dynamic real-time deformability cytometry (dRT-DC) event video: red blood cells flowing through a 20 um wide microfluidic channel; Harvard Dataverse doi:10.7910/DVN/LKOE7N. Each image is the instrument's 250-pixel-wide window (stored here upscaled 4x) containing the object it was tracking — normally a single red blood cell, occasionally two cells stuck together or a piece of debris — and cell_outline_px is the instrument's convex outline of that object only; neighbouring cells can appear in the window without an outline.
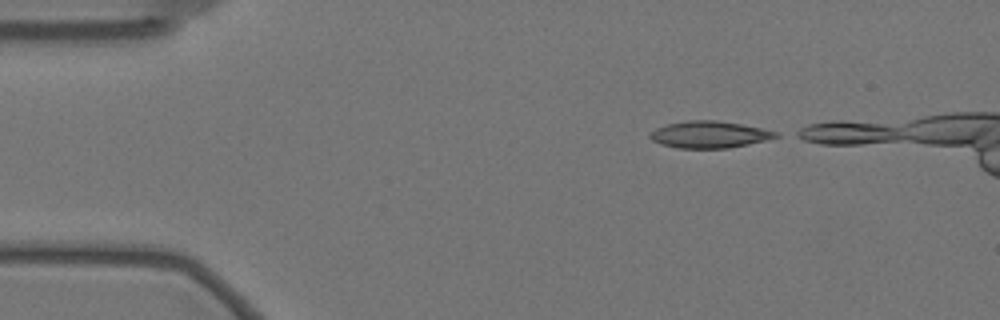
{"species": "Egyptian fruit bat (a non-hibernating species)", "species_latin": "Rousettus aegyptiacus", "temperature_condition": "warm", "stored_images_in_passage": 6, "camera_frame_rate_fps": 3000, "um_per_image_px": 0.085, "animal": {"sex": "female"}, "frame": {"image": 1, "passage_image": 1, "time_ms": 0.0, "image_size_px": [1000, 320], "cell_outline_px": [[780, 136], [748, 144], [728, 148], [676, 148], [660, 144], [652, 140], [648, 136], [656, 128], [668, 124], [688, 120], [716, 120], [740, 124], [780, 132]], "centroid_in_image_um": [60.28, 11.44], "position_along_channel_um": 24.7, "area_um2": 19.54}}